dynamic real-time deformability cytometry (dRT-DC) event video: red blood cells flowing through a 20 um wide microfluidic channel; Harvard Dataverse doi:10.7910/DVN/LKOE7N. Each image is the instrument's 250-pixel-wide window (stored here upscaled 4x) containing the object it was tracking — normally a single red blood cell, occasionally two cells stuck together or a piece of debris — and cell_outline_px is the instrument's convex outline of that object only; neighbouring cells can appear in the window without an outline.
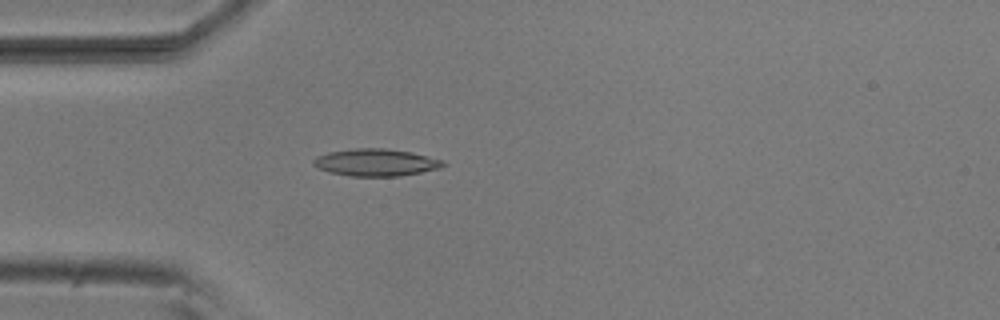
{"species": "common noctule bat (a hibernating species)", "species_latin": "Nyctalus noctula", "temperature_condition": "room temperature", "stored_images_in_passage": 43, "camera_frame_rate_fps": 3000, "um_per_image_px": 0.085, "animal": {"sex": "male", "body_mass_g": 20.5, "forearm_length_mm": 52.5}, "frame": {"image": 1, "passage_image": 5, "time_ms": 1.333, "image_size_px": [1000, 320], "cell_outline_px": [[448, 164], [440, 168], [400, 176], [352, 176], [328, 172], [312, 164], [312, 160], [316, 156], [328, 152], [356, 148], [384, 148], [412, 152], [444, 160]], "centroid_in_image_um": [31.96, 13.8], "position_along_channel_um": 53.0, "area_um2": 20.63}}
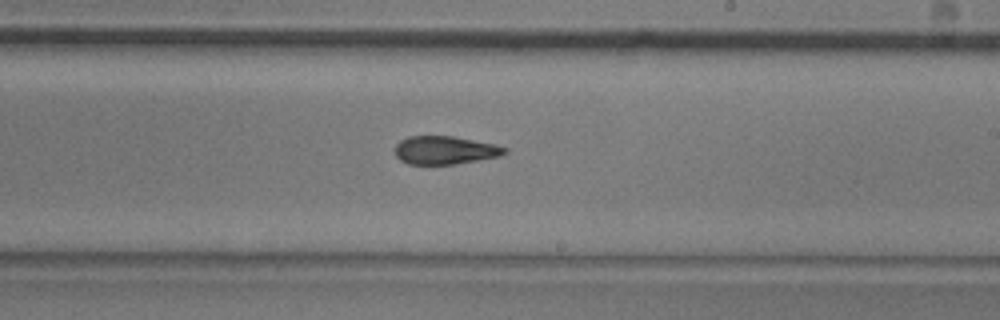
{"frame": {"image": 2, "passage_image": 21, "time_ms": 6.667, "image_size_px": [1000, 320], "cell_outline_px": [[508, 152], [500, 156], [456, 164], [408, 164], [400, 160], [396, 156], [396, 144], [400, 140], [408, 136], [452, 136], [496, 144], [508, 148]], "centroid_in_image_um": [37.84, 12.76], "position_along_channel_um": 251.2, "area_um2": 18.09}}
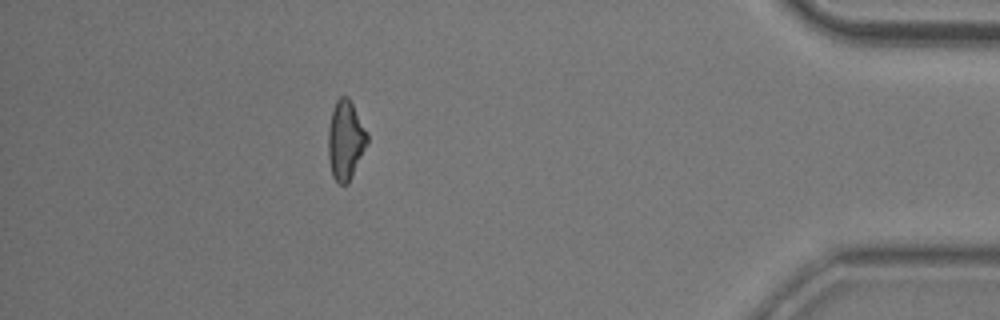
{"frame": {"image": 3, "passage_image": 37, "time_ms": 12.0, "image_size_px": [1000, 320], "cell_outline_px": [[368, 144], [348, 184], [340, 184], [332, 176], [328, 160], [328, 128], [332, 108], [336, 100], [340, 96], [348, 96], [368, 132]], "centroid_in_image_um": [29.37, 11.9], "position_along_channel_um": 405.8, "area_um2": 18.32}, "authors_computed_cell_mechanics": {"area_um2": 18.6694, "velocity_mm_per_s": 3.8188, "shape_relaxation_time_tau1_ms": 7.5349, "shape_relaxation_time_tau2_ms": 3.7911, "deformation_change_tau1": 0.2142, "deformation_change_tau2": 0.1229}}